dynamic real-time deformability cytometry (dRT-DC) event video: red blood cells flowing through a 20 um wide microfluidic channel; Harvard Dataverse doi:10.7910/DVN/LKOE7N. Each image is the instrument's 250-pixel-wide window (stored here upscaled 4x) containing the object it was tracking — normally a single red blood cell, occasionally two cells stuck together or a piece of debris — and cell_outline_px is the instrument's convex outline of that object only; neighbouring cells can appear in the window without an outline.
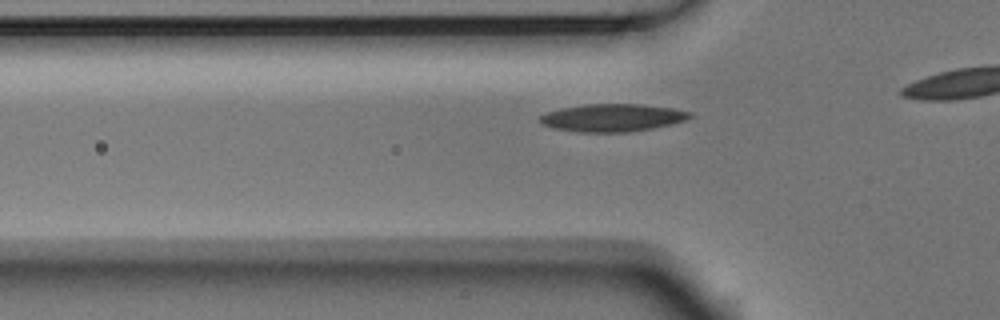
{"species": "Egyptian fruit bat (a non-hibernating species)", "species_latin": "Rousettus aegyptiacus", "temperature_condition": "room temperature", "stored_images_in_passage": 31, "camera_frame_rate_fps": 3000, "um_per_image_px": 0.085, "animal": {"sex": "male"}, "frame": {"image": 1, "passage_image": 5, "time_ms": 1.333, "image_size_px": [1000, 320], "cell_outline_px": [[692, 116], [684, 120], [672, 124], [652, 128], [628, 132], [576, 132], [552, 128], [540, 124], [540, 116], [548, 112], [560, 108], [584, 104], [640, 104], [672, 108], [692, 112]], "centroid_in_image_um": [52.03, 10.01], "position_along_channel_um": 73.8, "area_um2": 24.22}}
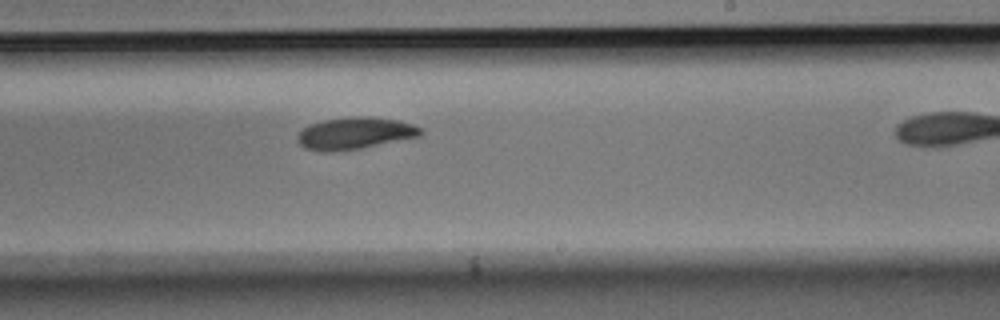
{"frame": {"image": 2, "passage_image": 20, "time_ms": 6.333, "image_size_px": [1000, 320], "cell_outline_px": [[424, 132], [420, 136], [360, 148], [328, 152], [324, 152], [304, 148], [296, 140], [296, 136], [308, 124], [324, 120], [352, 116], [368, 116], [400, 120], [412, 124], [420, 128]], "centroid_in_image_um": [30.14, 11.32], "position_along_channel_um": 258.9, "area_um2": 22.95}}
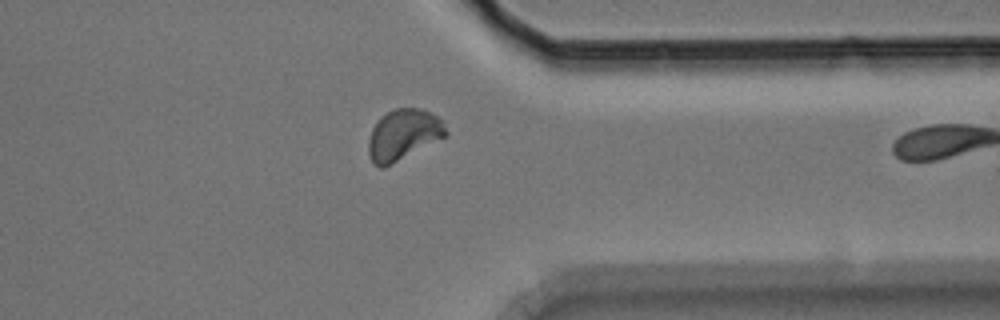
{"frame": {"image": 3, "passage_image": 30, "time_ms": 9.667, "image_size_px": [1000, 320], "cell_outline_px": [[448, 136], [384, 168], [380, 168], [372, 160], [368, 152], [368, 140], [372, 128], [380, 116], [396, 108], [420, 108], [444, 120], [448, 132]], "centroid_in_image_um": [34.31, 11.45], "position_along_channel_um": 377.1, "area_um2": 23.12}}